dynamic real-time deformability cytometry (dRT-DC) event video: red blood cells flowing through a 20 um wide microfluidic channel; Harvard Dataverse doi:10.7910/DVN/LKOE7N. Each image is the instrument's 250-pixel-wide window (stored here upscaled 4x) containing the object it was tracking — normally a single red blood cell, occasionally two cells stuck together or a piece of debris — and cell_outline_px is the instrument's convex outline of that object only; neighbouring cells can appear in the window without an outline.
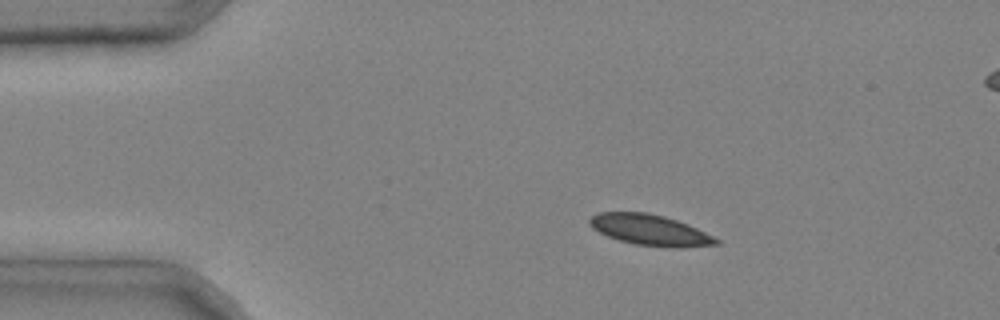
{"species": "common noctule bat (a hibernating species)", "species_latin": "Nyctalus noctula", "temperature_condition": "cold", "stored_images_in_passage": 4, "camera_frame_rate_fps": 3000, "um_per_image_px": 0.085, "animal": {"sex": "male", "body_mass_g": 20.4}, "frame": {"image": 1, "passage_image": 2, "time_ms": 0.333, "image_size_px": [1000, 320], "cell_outline_px": [[720, 244], [680, 248], [672, 248], [636, 244], [620, 240], [608, 236], [592, 228], [588, 224], [588, 220], [592, 216], [600, 212], [648, 212], [664, 216], [688, 224], [720, 240]], "centroid_in_image_um": [55.26, 19.55], "position_along_channel_um": 29.7, "area_um2": 22.66}}